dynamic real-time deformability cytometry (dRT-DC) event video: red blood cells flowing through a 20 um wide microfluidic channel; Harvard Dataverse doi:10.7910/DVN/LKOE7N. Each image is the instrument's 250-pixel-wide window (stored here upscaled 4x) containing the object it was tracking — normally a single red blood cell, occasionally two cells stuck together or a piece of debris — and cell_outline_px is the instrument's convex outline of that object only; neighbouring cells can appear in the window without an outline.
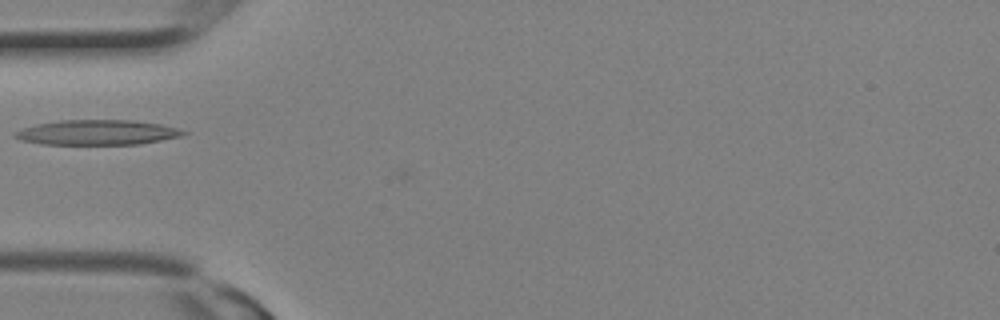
{"species": "Egyptian fruit bat (a non-hibernating species)", "species_latin": "Rousettus aegyptiacus", "temperature_condition": "room temperature", "stored_images_in_passage": 8, "camera_frame_rate_fps": 3000, "um_per_image_px": 0.085, "animal": {"sex": "female"}, "frame": {"image": 1, "passage_image": 7, "time_ms": 2.0, "image_size_px": [1000, 320], "cell_outline_px": [[188, 132], [180, 136], [140, 144], [40, 144], [20, 140], [12, 136], [12, 132], [20, 128], [36, 124], [60, 120], [132, 120], [160, 124], [176, 128]], "centroid_in_image_um": [8.17, 11.25], "position_along_channel_um": 76.8, "area_um2": 24.57}}